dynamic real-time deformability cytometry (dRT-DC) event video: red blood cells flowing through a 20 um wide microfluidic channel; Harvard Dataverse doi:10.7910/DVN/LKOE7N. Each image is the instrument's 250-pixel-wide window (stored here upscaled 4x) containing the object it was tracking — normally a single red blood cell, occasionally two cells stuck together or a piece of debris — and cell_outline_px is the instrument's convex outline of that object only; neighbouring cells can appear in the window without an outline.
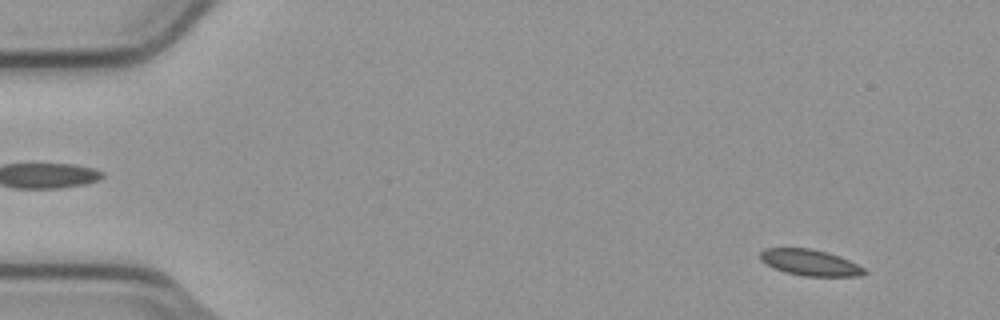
{"species": "common noctule bat (a hibernating species)", "species_latin": "Nyctalus noctula", "temperature_condition": "cold", "stored_images_in_passage": 6, "camera_frame_rate_fps": 3000, "um_per_image_px": 0.085, "animal": {"sex": "male", "body_mass_g": 23.1, "forearm_length_mm": 52.7}, "frame": {"image": 1, "passage_image": 1, "time_ms": 0.0, "image_size_px": [1000, 320], "cell_outline_px": [[868, 272], [860, 276], [804, 276], [784, 272], [772, 268], [760, 260], [760, 252], [764, 248], [812, 248], [828, 252], [840, 256], [864, 268]], "centroid_in_image_um": [68.83, 22.31], "position_along_channel_um": 16.2, "area_um2": 16.01}}
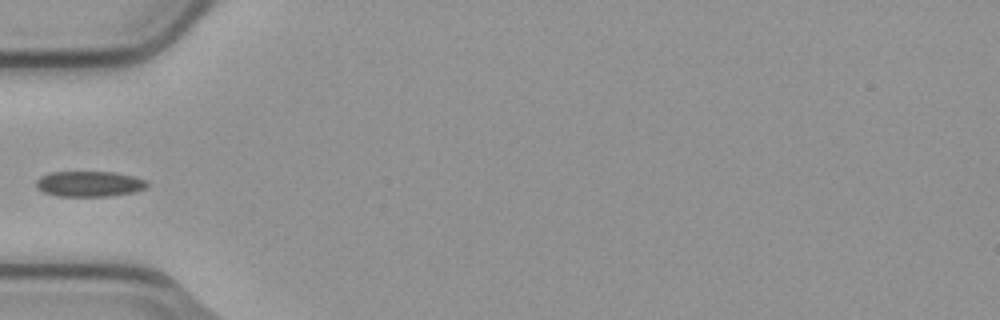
{"frame": {"image": 2, "passage_image": 5, "time_ms": 1.333, "image_size_px": [1000, 320], "cell_outline_px": [[148, 184], [144, 188], [136, 192], [108, 196], [56, 196], [44, 192], [36, 188], [36, 180], [40, 176], [48, 172], [116, 172], [136, 176], [148, 180]], "centroid_in_image_um": [7.6, 15.62], "position_along_channel_um": 77.4, "area_um2": 16.76}}
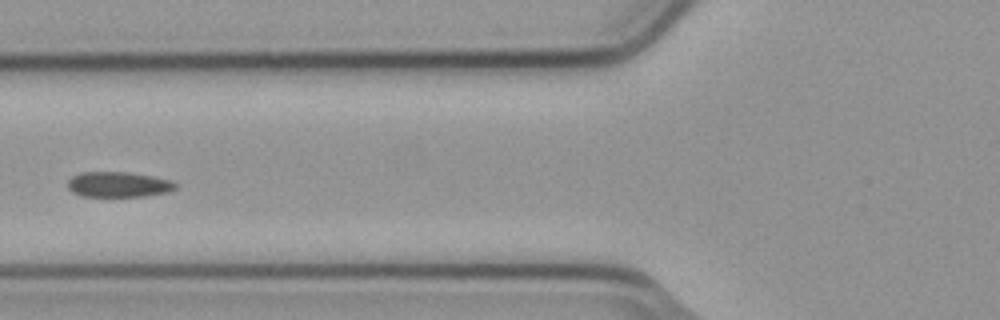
{"frame": {"image": 3, "passage_image": 6, "time_ms": 1.667, "image_size_px": [1000, 320], "cell_outline_px": [[180, 184], [176, 188], [168, 192], [144, 196], [80, 196], [72, 192], [68, 188], [68, 180], [72, 176], [80, 172], [128, 172], [152, 176], [172, 180]], "centroid_in_image_um": [10.09, 15.68], "position_along_channel_um": 115.7, "area_um2": 16.07}}